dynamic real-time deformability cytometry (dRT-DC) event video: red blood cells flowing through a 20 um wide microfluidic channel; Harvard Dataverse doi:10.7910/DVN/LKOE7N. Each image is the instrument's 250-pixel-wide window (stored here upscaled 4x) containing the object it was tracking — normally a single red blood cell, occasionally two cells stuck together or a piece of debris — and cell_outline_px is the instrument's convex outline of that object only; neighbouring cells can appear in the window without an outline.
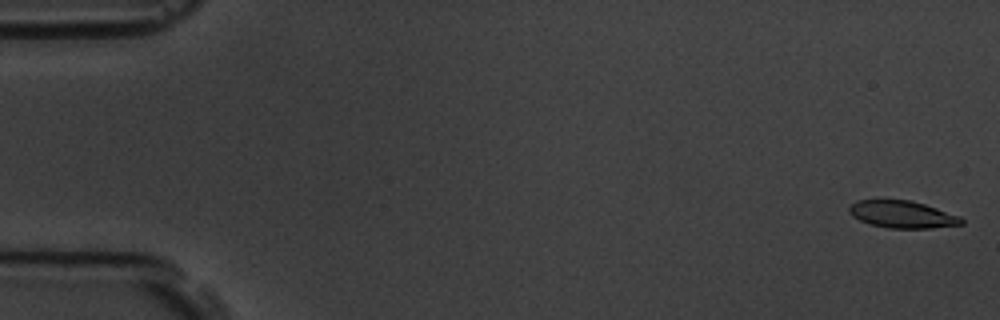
{"species": "common noctule bat (a hibernating species)", "species_latin": "Nyctalus noctula", "temperature_condition": "room temperature", "stored_images_in_passage": 7, "camera_frame_rate_fps": 3000, "um_per_image_px": 0.085, "animal": {"sex": "male", "body_mass_g": 19.5, "forearm_length_mm": 54.6}, "frame": {"image": 1, "passage_image": 1, "time_ms": 0.0, "image_size_px": [1000, 320], "cell_outline_px": [[964, 224], [932, 228], [888, 228], [868, 224], [852, 216], [848, 212], [848, 208], [856, 200], [908, 200], [924, 204], [960, 216], [964, 220]], "centroid_in_image_um": [76.68, 18.23], "position_along_channel_um": 8.3, "area_um2": 17.8}}
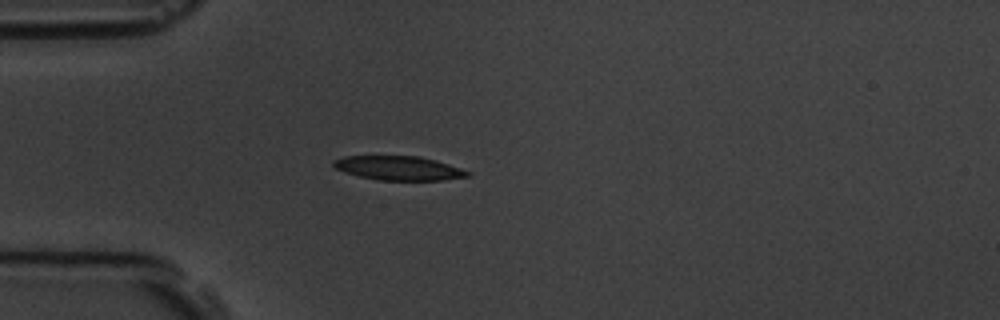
{"frame": {"image": 2, "passage_image": 5, "time_ms": 4.667, "image_size_px": [1000, 320], "cell_outline_px": [[472, 176], [444, 180], [376, 180], [344, 172], [336, 168], [332, 164], [332, 160], [344, 156], [420, 156], [436, 160], [472, 172]], "centroid_in_image_um": [33.91, 14.29], "position_along_channel_um": 51.1, "area_um2": 18.96}}
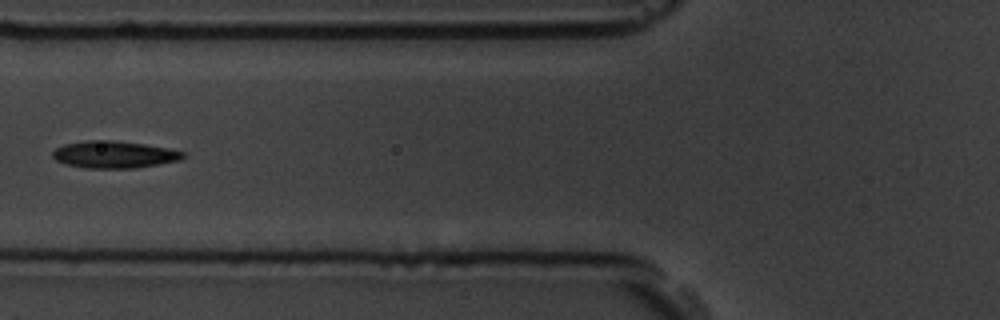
{"frame": {"image": 3, "passage_image": 7, "time_ms": 6.667, "image_size_px": [1000, 320], "cell_outline_px": [[184, 156], [180, 160], [136, 168], [84, 168], [64, 164], [56, 160], [52, 156], [52, 152], [56, 148], [64, 144], [84, 140], [112, 140], [144, 144], [168, 148], [184, 152]], "centroid_in_image_um": [9.66, 13.13], "position_along_channel_um": 116.1, "area_um2": 20.63}}